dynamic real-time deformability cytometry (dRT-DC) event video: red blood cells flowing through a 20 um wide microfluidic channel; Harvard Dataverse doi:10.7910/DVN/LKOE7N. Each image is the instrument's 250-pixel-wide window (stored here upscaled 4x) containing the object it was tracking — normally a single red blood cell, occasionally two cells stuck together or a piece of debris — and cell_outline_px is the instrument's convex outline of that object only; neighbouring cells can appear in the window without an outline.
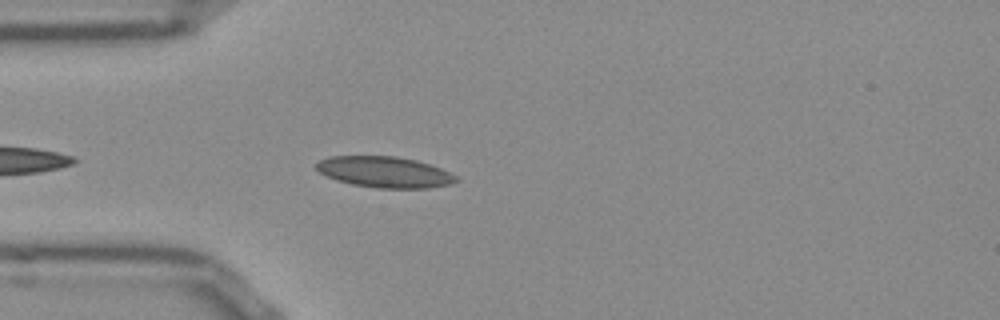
{"species": "Egyptian fruit bat (a non-hibernating species)", "species_latin": "Rousettus aegyptiacus", "temperature_condition": "room temperature", "stored_images_in_passage": 8, "camera_frame_rate_fps": 3000, "um_per_image_px": 0.085, "frame": {"image": 1, "passage_image": 1, "time_ms": 0.0, "image_size_px": [1000, 320], "cell_outline_px": [[460, 180], [448, 184], [428, 188], [376, 188], [352, 184], [336, 180], [320, 172], [316, 168], [316, 164], [320, 160], [332, 156], [396, 156], [416, 160], [440, 168], [456, 176]], "centroid_in_image_um": [32.69, 14.62], "position_along_channel_um": 52.3, "area_um2": 25.03}}
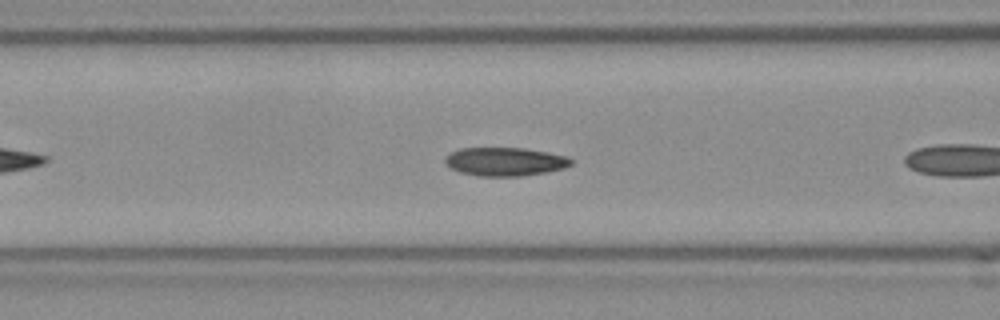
{"frame": {"image": 2, "passage_image": 4, "time_ms": 1.0, "image_size_px": [1000, 320], "cell_outline_px": [[572, 164], [564, 168], [548, 172], [520, 176], [476, 176], [460, 172], [452, 168], [444, 160], [452, 152], [460, 148], [524, 148], [548, 152], [568, 156], [572, 160]], "centroid_in_image_um": [42.97, 13.74], "position_along_channel_um": 123.6, "area_um2": 20.87}}
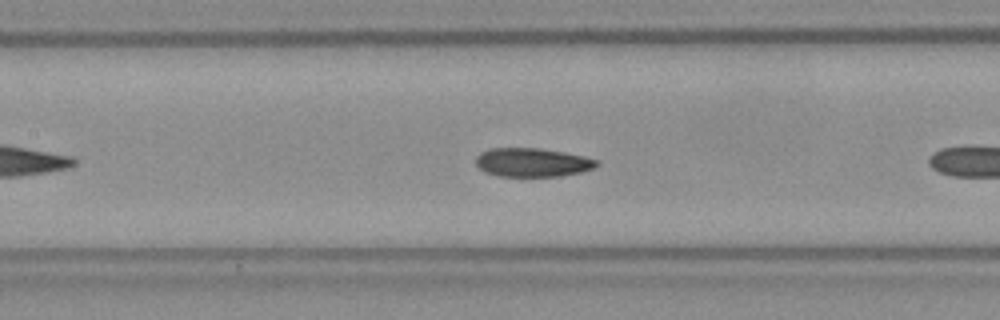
{"frame": {"image": 3, "passage_image": 7, "time_ms": 2.0, "image_size_px": [1000, 320], "cell_outline_px": [[600, 164], [592, 168], [580, 172], [560, 176], [500, 176], [484, 172], [476, 164], [476, 156], [480, 152], [488, 148], [540, 148], [564, 152], [584, 156], [596, 160]], "centroid_in_image_um": [45.22, 13.79], "position_along_channel_um": 162.2, "area_um2": 20.23}}